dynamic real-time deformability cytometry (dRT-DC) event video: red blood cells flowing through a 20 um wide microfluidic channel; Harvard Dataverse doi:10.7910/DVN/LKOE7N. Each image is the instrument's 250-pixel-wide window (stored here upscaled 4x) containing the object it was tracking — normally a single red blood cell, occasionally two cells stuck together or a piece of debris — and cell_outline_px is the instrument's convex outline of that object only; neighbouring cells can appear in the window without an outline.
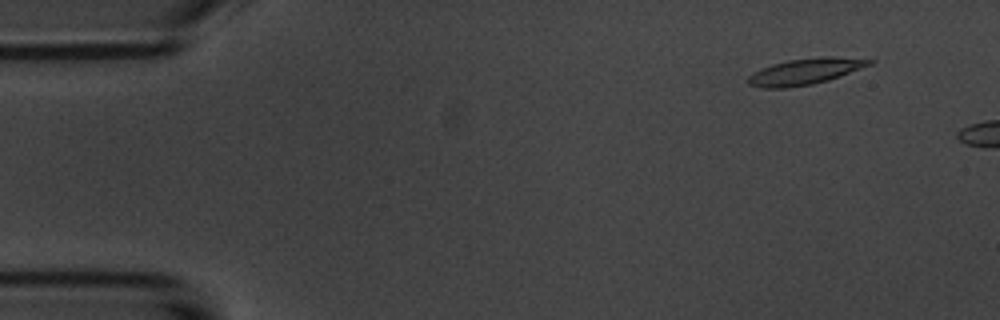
{"species": "common noctule bat (a hibernating species)", "species_latin": "Nyctalus noctula", "temperature_condition": "room temperature", "stored_images_in_passage": 2, "camera_frame_rate_fps": 3000, "um_per_image_px": 0.085, "animal": {"sex": "male", "body_mass_g": 20.1, "forearm_length_mm": 53.5}, "frame": {"image": 1, "passage_image": 1, "time_ms": 0.0, "image_size_px": [1000, 320], "cell_outline_px": [[876, 60], [872, 64], [840, 76], [828, 80], [812, 84], [788, 88], [764, 88], [748, 84], [748, 76], [772, 64], [788, 60], [828, 56], [832, 56]], "centroid_in_image_um": [68.47, 6.08], "position_along_channel_um": 16.5, "area_um2": 18.21}}